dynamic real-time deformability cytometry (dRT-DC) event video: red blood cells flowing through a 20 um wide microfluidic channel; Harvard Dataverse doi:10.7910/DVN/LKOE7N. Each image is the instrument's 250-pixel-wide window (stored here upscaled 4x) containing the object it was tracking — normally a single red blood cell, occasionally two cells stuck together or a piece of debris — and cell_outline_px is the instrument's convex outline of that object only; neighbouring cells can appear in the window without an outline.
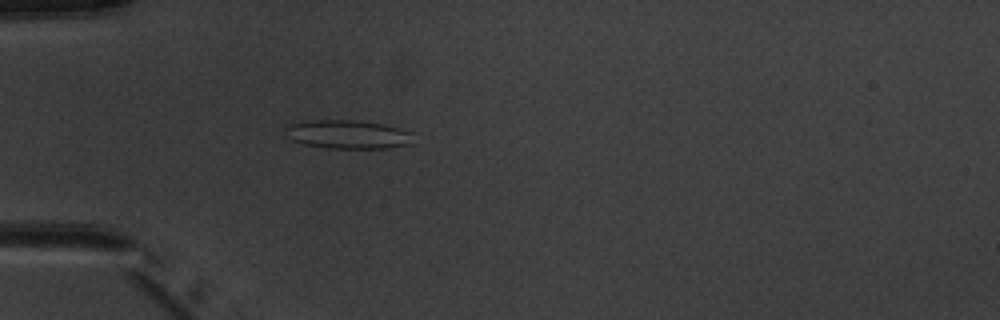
{"species": "common noctule bat (a hibernating species)", "species_latin": "Nyctalus noctula", "temperature_condition": "warm", "stored_images_in_passage": 6, "camera_frame_rate_fps": 3000, "um_per_image_px": 0.085, "animal": {"sex": "male", "body_mass_g": 20.1, "forearm_length_mm": 53.5}, "frame": {"image": 1, "passage_image": 6, "time_ms": 7.0, "image_size_px": [1000, 320], "cell_outline_px": [[408, 144], [388, 148], [328, 148], [304, 144], [292, 140], [288, 136], [284, 128], [288, 124], [308, 120], [360, 120], [384, 124], [408, 132]], "centroid_in_image_um": [29.44, 11.41], "position_along_channel_um": 55.6, "area_um2": 20.98}}